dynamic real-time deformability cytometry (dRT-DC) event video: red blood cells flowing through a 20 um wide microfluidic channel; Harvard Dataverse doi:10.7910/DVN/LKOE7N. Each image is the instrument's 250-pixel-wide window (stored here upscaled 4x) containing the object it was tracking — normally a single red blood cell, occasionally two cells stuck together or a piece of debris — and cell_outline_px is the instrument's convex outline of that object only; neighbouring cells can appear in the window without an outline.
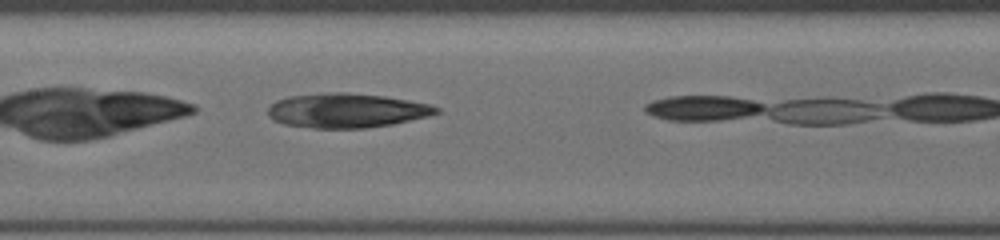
{"species": "common noctule bat (a hibernating species)", "species_latin": "Nyctalus noctula", "temperature_condition": "cold", "stored_images_in_passage": 9, "camera_frame_rate_fps": 3000, "um_per_image_px": 0.085, "animal": {"sex": "female", "body_mass_g": 19.5, "forearm_length_mm": 54.1}, "frame": {"image": 1, "passage_image": 6, "time_ms": 1.667, "image_size_px": [1000, 240], "cell_outline_px": [[440, 112], [392, 124], [364, 128], [312, 128], [284, 124], [268, 116], [268, 108], [276, 100], [288, 96], [324, 92], [348, 92], [384, 96], [432, 104], [440, 108]], "centroid_in_image_um": [29.44, 9.38], "position_along_channel_um": 178.0, "area_um2": 33.7}}